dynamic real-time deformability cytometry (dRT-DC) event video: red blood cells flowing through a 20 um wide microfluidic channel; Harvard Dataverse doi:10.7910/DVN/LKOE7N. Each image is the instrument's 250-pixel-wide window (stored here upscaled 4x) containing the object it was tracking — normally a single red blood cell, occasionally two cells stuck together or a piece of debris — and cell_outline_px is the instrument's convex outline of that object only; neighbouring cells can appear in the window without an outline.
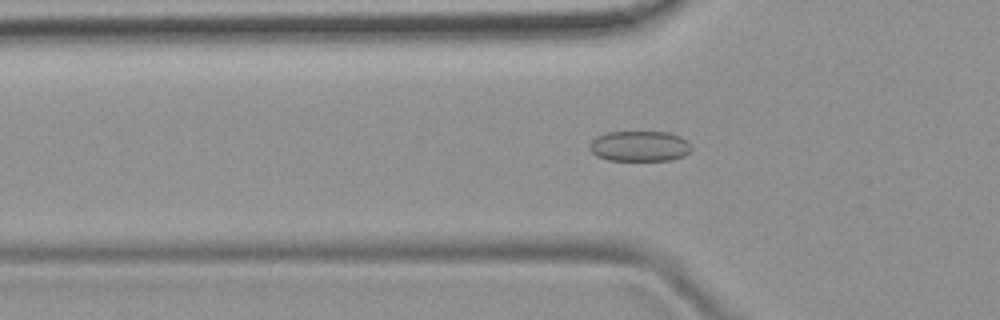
{"species": "common noctule bat (a hibernating species)", "species_latin": "Nyctalus noctula", "temperature_condition": "room temperature", "stored_images_in_passage": 52, "camera_frame_rate_fps": 3000, "um_per_image_px": 0.085, "animal": {"sex": "female", "body_mass_g": 19.9}, "frame": {"image": 1, "passage_image": 17, "time_ms": 5.333, "image_size_px": [1000, 320], "cell_outline_px": [[692, 148], [684, 156], [668, 160], [608, 160], [596, 156], [588, 148], [588, 144], [596, 136], [604, 132], [668, 132], [680, 136], [688, 140], [692, 144]], "centroid_in_image_um": [54.35, 12.41], "position_along_channel_um": 71.5, "area_um2": 18.32}}
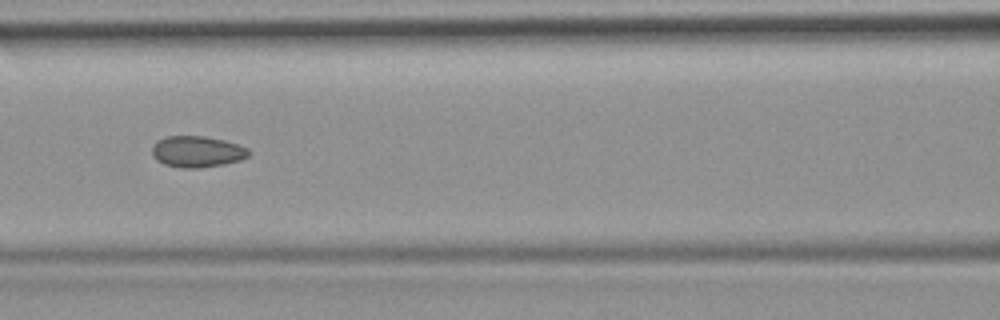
{"frame": {"image": 2, "passage_image": 23, "time_ms": 7.333, "image_size_px": [1000, 320], "cell_outline_px": [[252, 152], [248, 156], [240, 160], [224, 164], [200, 168], [180, 168], [164, 164], [156, 160], [152, 156], [152, 144], [156, 140], [168, 136], [204, 136], [224, 140], [240, 144], [248, 148]], "centroid_in_image_um": [16.75, 12.89], "position_along_channel_um": 149.8, "area_um2": 17.92}}
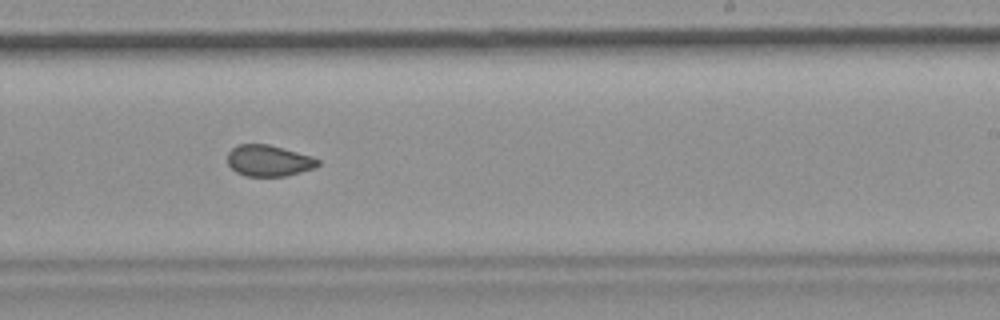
{"frame": {"image": 3, "passage_image": 32, "time_ms": 10.333, "image_size_px": [1000, 320], "cell_outline_px": [[320, 164], [316, 168], [284, 176], [244, 176], [236, 172], [228, 164], [228, 152], [236, 144], [268, 144], [312, 156], [320, 160]], "centroid_in_image_um": [22.84, 13.65], "position_along_channel_um": 266.2, "area_um2": 16.53}, "authors_computed_cell_mechanics": {"area_um2": 17.9469, "velocity_mm_per_s": 3.9103, "shape_relaxation_time_tau1_ms": null, "shape_relaxation_time_tau2_ms": 2.3173, "deformation_change_tau1": null, "deformation_change_tau2": 0.0532}}